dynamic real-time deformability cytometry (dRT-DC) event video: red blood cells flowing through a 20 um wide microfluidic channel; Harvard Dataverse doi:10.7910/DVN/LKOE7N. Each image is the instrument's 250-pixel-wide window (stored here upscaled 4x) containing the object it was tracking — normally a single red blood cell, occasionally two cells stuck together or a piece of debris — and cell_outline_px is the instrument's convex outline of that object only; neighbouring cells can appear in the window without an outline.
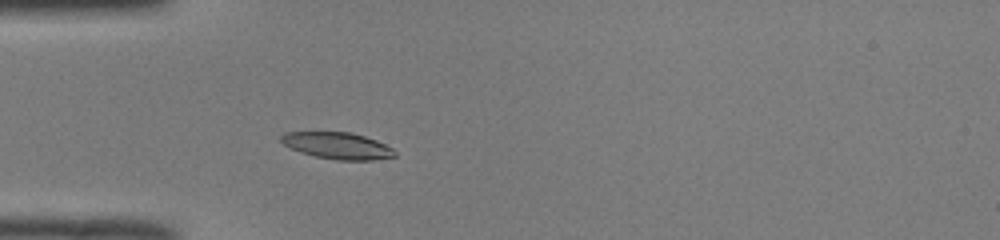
{"species": "common noctule bat (a hibernating species)", "species_latin": "Nyctalus noctula", "temperature_condition": "room temperature", "stored_images_in_passage": 36, "camera_frame_rate_fps": 3000, "um_per_image_px": 0.085, "animal": {"sex": "male", "body_mass_g": 19.0, "forearm_length_mm": 50.8}, "frame": {"image": 1, "passage_image": 1, "time_ms": 0.0, "image_size_px": [1000, 240], "cell_outline_px": [[396, 156], [372, 160], [336, 160], [316, 156], [300, 152], [284, 144], [280, 140], [280, 136], [284, 132], [352, 132], [376, 140], [392, 148], [396, 152]], "centroid_in_image_um": [28.69, 12.38], "position_along_channel_um": 56.3, "area_um2": 17.57}}
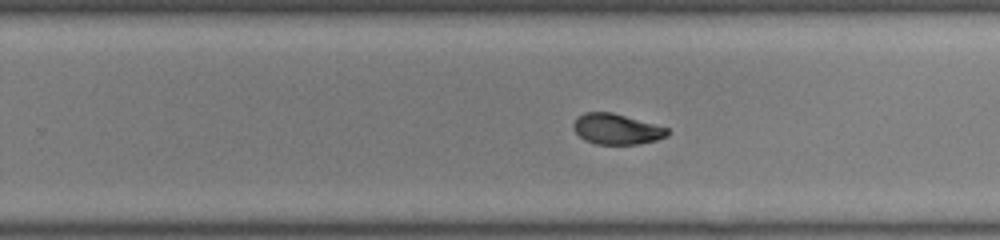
{"frame": {"image": 2, "passage_image": 18, "time_ms": 5.667, "image_size_px": [1000, 240], "cell_outline_px": [[668, 136], [656, 140], [640, 144], [596, 144], [584, 140], [572, 128], [572, 124], [576, 116], [584, 112], [612, 112], [668, 128]], "centroid_in_image_um": [52.37, 10.97], "position_along_channel_um": 277.4, "area_um2": 16.82}}
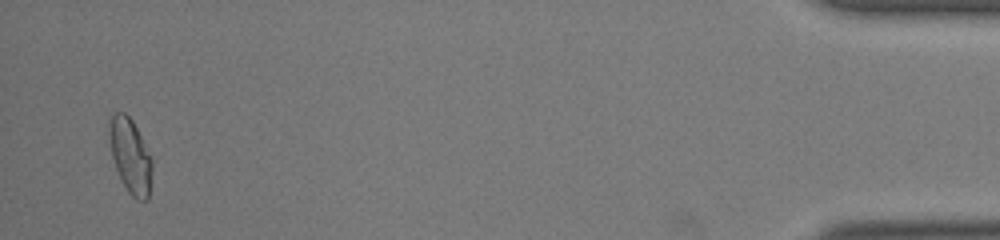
{"frame": {"image": 3, "passage_image": 35, "time_ms": 11.333, "image_size_px": [1000, 240], "cell_outline_px": [[152, 168], [148, 200], [136, 200], [128, 192], [116, 168], [112, 156], [108, 136], [108, 128], [112, 116], [116, 112], [124, 112], [132, 120], [152, 156]], "centroid_in_image_um": [11.09, 13.24], "position_along_channel_um": 424.1, "area_um2": 18.55}, "authors_computed_cell_mechanics": {"area_um2": 17.7735, "velocity_mm_per_s": 4.0143, "shape_relaxation_time_tau1_ms": 6.2609, "shape_relaxation_time_tau2_ms": 2.1704, "deformation_change_tau1": 0.1848, "deformation_change_tau2": 0.0655}}